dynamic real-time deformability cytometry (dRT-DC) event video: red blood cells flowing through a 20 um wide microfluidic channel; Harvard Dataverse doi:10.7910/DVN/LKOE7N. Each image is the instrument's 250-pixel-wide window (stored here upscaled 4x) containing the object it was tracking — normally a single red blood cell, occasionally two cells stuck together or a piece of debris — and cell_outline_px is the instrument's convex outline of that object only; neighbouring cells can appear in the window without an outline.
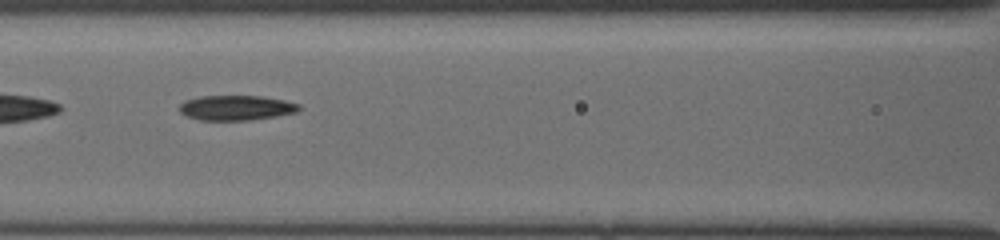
{"species": "common noctule bat (a hibernating species)", "species_latin": "Nyctalus noctula", "temperature_condition": "cold", "stored_images_in_passage": 31, "segment_of_instrument_passage": [2, 2], "camera_frame_rate_fps": 3000, "um_per_image_px": 0.085, "animal": {"sex": "female", "body_mass_g": 19.5, "forearm_length_mm": 54.1}, "frame": {"image": 1, "passage_image": 11, "time_ms": 6.667, "image_size_px": [1000, 240], "cell_outline_px": [[300, 108], [296, 112], [276, 116], [248, 120], [200, 120], [188, 116], [180, 112], [180, 104], [184, 100], [200, 96], [264, 96], [284, 100], [300, 104]], "centroid_in_image_um": [20.08, 9.15], "position_along_channel_um": 146.5, "area_um2": 17.34}}
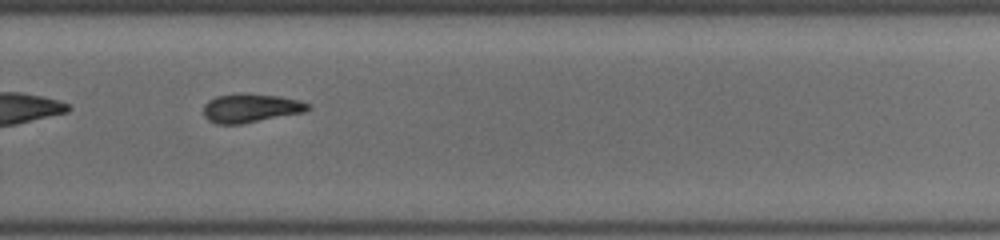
{"frame": {"image": 2, "passage_image": 22, "time_ms": 10.667, "image_size_px": [1000, 240], "cell_outline_px": [[308, 108], [304, 112], [240, 124], [216, 124], [208, 120], [204, 116], [204, 104], [208, 100], [216, 96], [236, 92], [280, 96], [300, 100], [308, 104]], "centroid_in_image_um": [21.25, 9.17], "position_along_channel_um": 308.5, "area_um2": 17.57}}
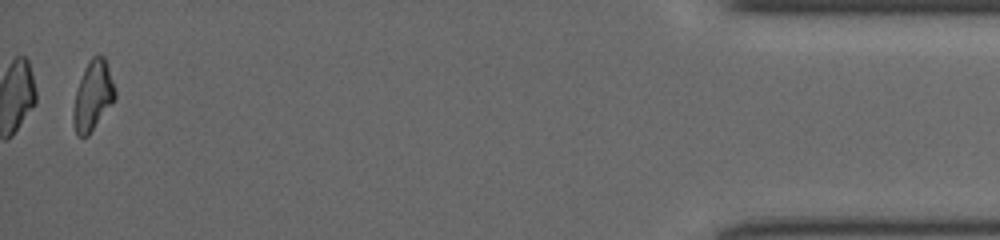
{"frame": {"image": 3, "passage_image": 31, "time_ms": 15.333, "image_size_px": [1000, 240], "cell_outline_px": [[116, 96], [88, 136], [80, 136], [76, 132], [72, 120], [72, 112], [76, 92], [84, 68], [88, 60], [96, 52], [104, 56], [116, 92]], "centroid_in_image_um": [7.87, 8.09], "position_along_channel_um": 427.3, "area_um2": 16.65}}